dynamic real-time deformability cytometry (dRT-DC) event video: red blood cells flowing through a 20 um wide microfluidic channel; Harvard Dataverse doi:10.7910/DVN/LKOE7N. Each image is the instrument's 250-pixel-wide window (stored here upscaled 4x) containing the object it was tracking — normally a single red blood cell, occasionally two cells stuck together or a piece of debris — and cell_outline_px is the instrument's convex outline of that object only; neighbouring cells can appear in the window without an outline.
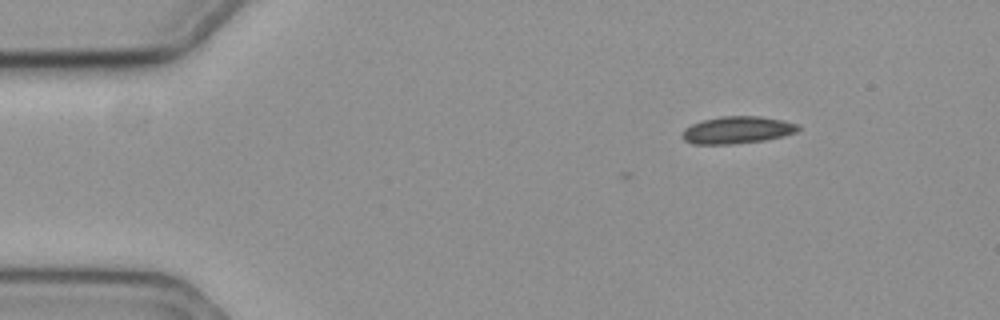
{"species": "common noctule bat (a hibernating species)", "species_latin": "Nyctalus noctula", "temperature_condition": "cold", "stored_images_in_passage": 7, "camera_frame_rate_fps": 3000, "um_per_image_px": 0.085, "animal": {"sex": "female", "body_mass_g": 19.3, "forearm_length_mm": 54.1}, "frame": {"image": 1, "passage_image": 1, "time_ms": 0.0, "image_size_px": [1000, 320], "cell_outline_px": [[800, 128], [796, 132], [784, 136], [764, 140], [732, 144], [692, 144], [684, 140], [680, 136], [684, 128], [692, 124], [704, 120], [720, 116], [760, 116], [780, 120], [796, 124]], "centroid_in_image_um": [62.61, 11.05], "position_along_channel_um": 22.4, "area_um2": 18.32}}